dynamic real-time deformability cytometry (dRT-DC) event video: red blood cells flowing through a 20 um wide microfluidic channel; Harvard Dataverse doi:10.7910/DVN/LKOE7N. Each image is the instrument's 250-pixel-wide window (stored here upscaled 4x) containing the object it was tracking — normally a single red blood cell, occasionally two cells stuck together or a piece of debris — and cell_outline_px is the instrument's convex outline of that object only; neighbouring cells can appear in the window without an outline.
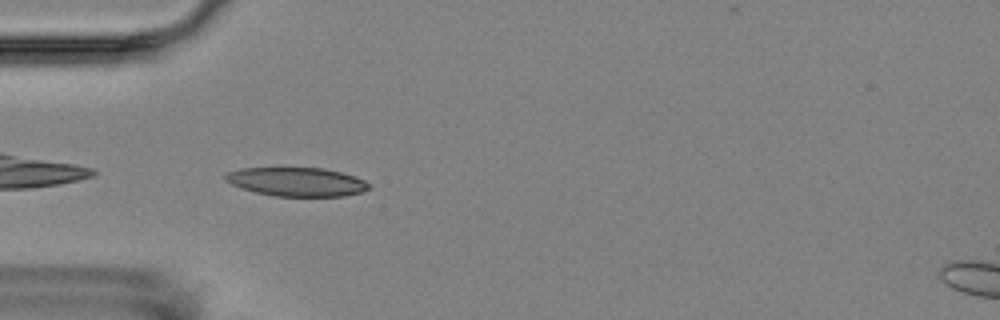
{"species": "Egyptian fruit bat (a non-hibernating species)", "species_latin": "Rousettus aegyptiacus", "temperature_condition": "room temperature", "stored_images_in_passage": 6, "camera_frame_rate_fps": 3000, "um_per_image_px": 0.085, "animal": {"sex": "female"}, "frame": {"image": 1, "passage_image": 5, "time_ms": 4.667, "image_size_px": [1000, 320], "cell_outline_px": [[368, 188], [360, 192], [344, 196], [272, 196], [256, 192], [232, 184], [224, 180], [224, 176], [228, 172], [240, 168], [324, 168], [340, 172], [364, 180], [368, 184]], "centroid_in_image_um": [25.18, 15.45], "position_along_channel_um": 59.8, "area_um2": 23.76}}